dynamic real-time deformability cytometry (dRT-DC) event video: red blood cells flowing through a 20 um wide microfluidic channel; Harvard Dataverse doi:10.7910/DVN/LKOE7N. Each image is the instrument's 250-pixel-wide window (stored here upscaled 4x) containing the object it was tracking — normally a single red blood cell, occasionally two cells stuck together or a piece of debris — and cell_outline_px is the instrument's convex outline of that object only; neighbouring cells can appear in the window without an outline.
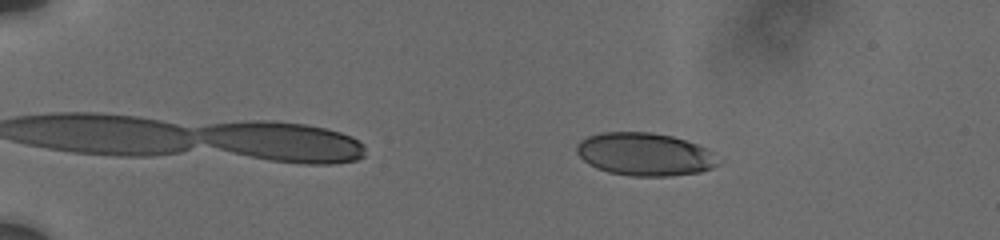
{"species": "human", "species_latin": "Homo sapiens", "temperature_condition": "cold", "stored_images_in_passage": 19, "camera_frame_rate_fps": 3000, "um_per_image_px": 0.085, "donor": {"sex": "male"}, "frame": {"image": 1, "passage_image": 2, "time_ms": 0.333, "image_size_px": [1000, 240], "cell_outline_px": [[724, 160], [720, 164], [712, 168], [700, 172], [672, 176], [632, 176], [608, 172], [596, 168], [588, 164], [576, 152], [576, 144], [580, 140], [588, 136], [600, 132], [652, 132], [672, 136], [708, 148]], "centroid_in_image_um": [54.85, 13.11], "position_along_channel_um": 30.2, "area_um2": 35.89}}